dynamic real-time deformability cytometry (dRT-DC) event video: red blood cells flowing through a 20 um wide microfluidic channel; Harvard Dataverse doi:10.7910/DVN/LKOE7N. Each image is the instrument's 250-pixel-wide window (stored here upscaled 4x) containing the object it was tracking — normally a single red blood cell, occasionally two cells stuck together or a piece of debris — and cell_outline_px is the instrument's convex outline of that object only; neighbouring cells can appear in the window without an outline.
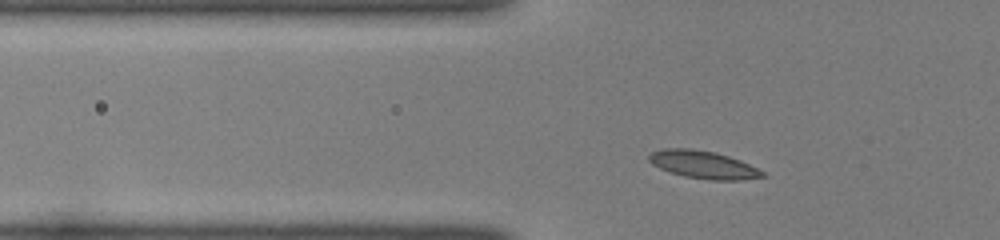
{"species": "common noctule bat (a hibernating species)", "species_latin": "Nyctalus noctula", "temperature_condition": "room temperature", "stored_images_in_passage": 34, "camera_frame_rate_fps": 3000, "um_per_image_px": 0.085, "animal": {"sex": "female", "body_mass_g": 22.0, "forearm_length_mm": 56.7}, "frame": {"image": 1, "passage_image": 4, "time_ms": 1.0, "image_size_px": [1000, 240], "cell_outline_px": [[764, 176], [740, 180], [712, 180], [684, 176], [660, 168], [652, 164], [648, 160], [648, 156], [652, 152], [664, 148], [692, 148], [716, 152], [740, 160], [764, 172]], "centroid_in_image_um": [59.75, 13.98], "position_along_channel_um": 66.1, "area_um2": 18.15}}
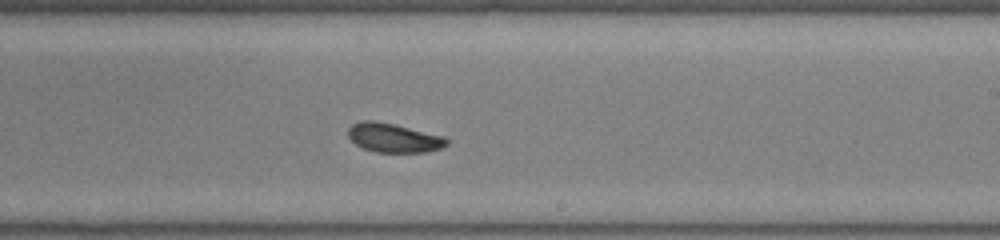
{"frame": {"image": 2, "passage_image": 19, "time_ms": 6.0, "image_size_px": [1000, 240], "cell_outline_px": [[448, 144], [440, 148], [424, 152], [376, 152], [364, 148], [356, 144], [348, 136], [348, 128], [352, 124], [360, 120], [372, 120], [392, 124], [444, 136], [448, 140]], "centroid_in_image_um": [33.44, 11.71], "position_along_channel_um": 255.6, "area_um2": 16.47}}
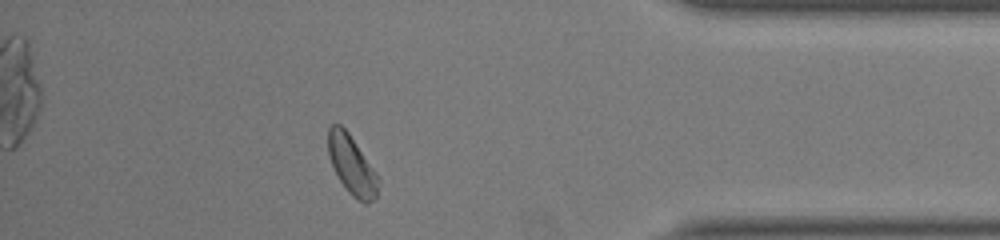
{"frame": {"image": 3, "passage_image": 32, "time_ms": 10.333, "image_size_px": [1000, 240], "cell_outline_px": [[380, 180], [376, 196], [368, 204], [364, 204], [356, 200], [348, 192], [340, 180], [328, 156], [328, 128], [332, 124], [340, 124], [348, 132], [376, 172]], "centroid_in_image_um": [29.91, 14.05], "position_along_channel_um": 405.3, "area_um2": 17.17}, "authors_computed_cell_mechanics": {"area_um2": 17.051, "velocity_mm_per_s": 3.9612, "shape_relaxation_time_tau1_ms": 7.7932, "shape_relaxation_time_tau2_ms": 1.6999, "deformation_change_tau1": 0.1432, "deformation_change_tau2": 0.0583}}